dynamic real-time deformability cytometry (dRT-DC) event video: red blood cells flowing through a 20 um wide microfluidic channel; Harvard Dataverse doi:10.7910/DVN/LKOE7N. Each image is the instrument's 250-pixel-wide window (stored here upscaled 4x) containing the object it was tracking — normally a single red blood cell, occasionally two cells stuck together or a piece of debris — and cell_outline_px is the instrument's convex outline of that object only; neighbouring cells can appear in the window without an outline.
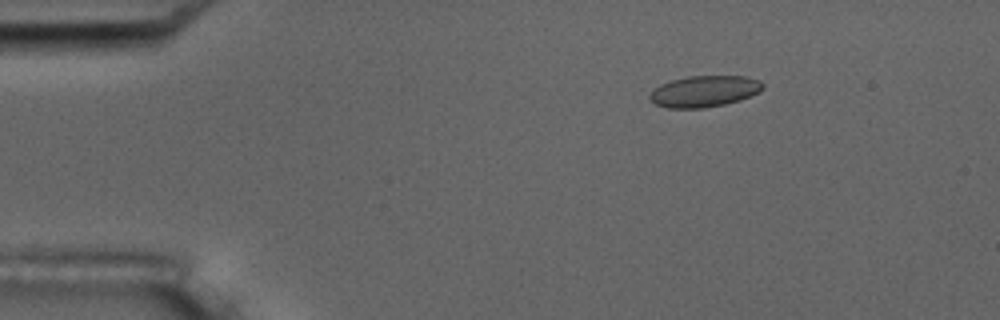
{"species": "common noctule bat (a hibernating species)", "species_latin": "Nyctalus noctula", "temperature_condition": "room temperature", "stored_images_in_passage": 3, "camera_frame_rate_fps": 3000, "um_per_image_px": 0.085, "animal": {"sex": "male", "body_mass_g": 17.5, "forearm_length_mm": 52.3}, "frame": {"image": 1, "passage_image": 1, "time_ms": 0.0, "image_size_px": [1000, 320], "cell_outline_px": [[764, 88], [760, 92], [740, 100], [724, 104], [704, 108], [668, 108], [656, 104], [648, 96], [660, 84], [672, 80], [688, 76], [744, 76], [760, 80], [764, 84]], "centroid_in_image_um": [59.91, 7.76], "position_along_channel_um": 25.1, "area_um2": 20.58}}